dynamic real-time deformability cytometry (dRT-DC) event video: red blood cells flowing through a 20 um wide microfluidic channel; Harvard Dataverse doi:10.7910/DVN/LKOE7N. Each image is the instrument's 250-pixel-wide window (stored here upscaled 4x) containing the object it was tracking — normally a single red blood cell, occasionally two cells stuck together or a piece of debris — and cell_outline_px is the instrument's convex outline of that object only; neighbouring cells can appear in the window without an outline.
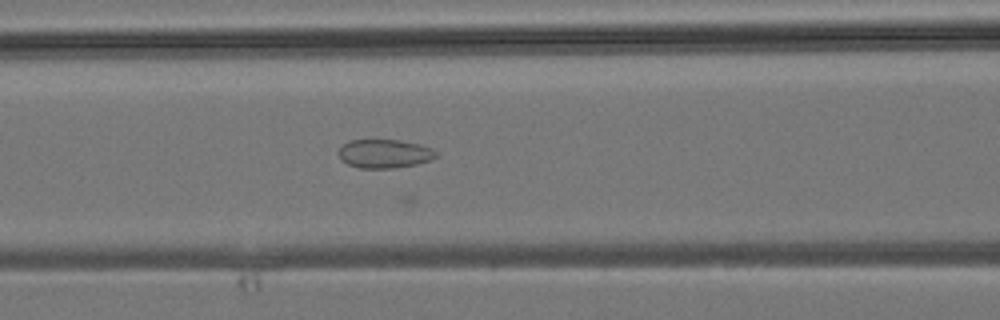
{"species": "common noctule bat (a hibernating species)", "species_latin": "Nyctalus noctula", "temperature_condition": "room temperature", "stored_images_in_passage": 12, "camera_frame_rate_fps": 3000, "um_per_image_px": 0.085, "animal": {"sex": "male", "body_mass_g": 19.2, "forearm_length_mm": 51.8}, "frame": {"image": 1, "passage_image": 6, "time_ms": 1.667, "image_size_px": [1000, 320], "cell_outline_px": [[436, 156], [428, 160], [416, 164], [396, 168], [360, 168], [348, 164], [340, 160], [336, 152], [348, 140], [400, 140], [420, 144], [432, 148], [436, 152]], "centroid_in_image_um": [32.63, 13.06], "position_along_channel_um": 134.0, "area_um2": 16.36}}
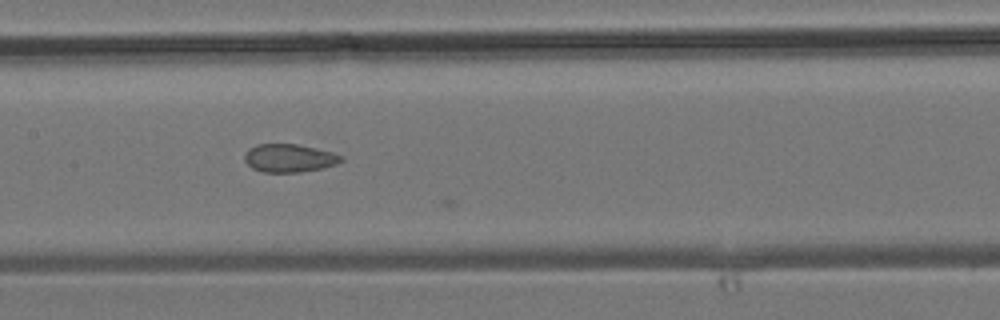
{"frame": {"image": 2, "passage_image": 9, "time_ms": 2.667, "image_size_px": [1000, 320], "cell_outline_px": [[344, 160], [336, 164], [324, 168], [300, 172], [264, 172], [252, 168], [244, 160], [244, 156], [248, 148], [256, 144], [296, 144], [332, 152], [344, 156]], "centroid_in_image_um": [24.59, 13.44], "position_along_channel_um": 182.8, "area_um2": 15.9}}
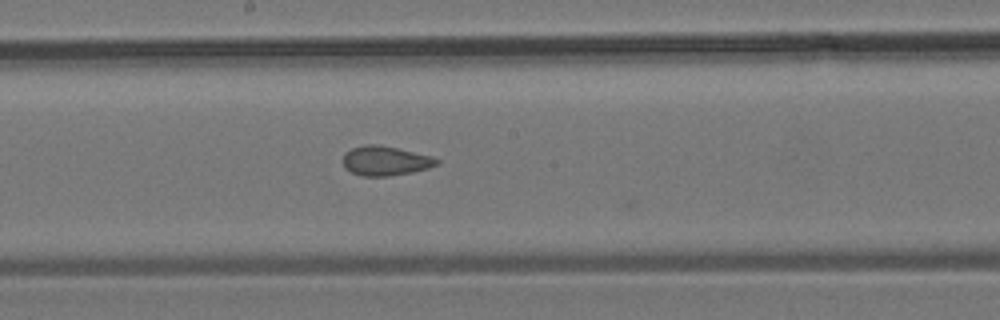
{"frame": {"image": 3, "passage_image": 11, "time_ms": 3.333, "image_size_px": [1000, 320], "cell_outline_px": [[440, 160], [436, 164], [428, 168], [412, 172], [388, 176], [360, 176], [344, 168], [344, 152], [352, 148], [368, 144], [376, 144], [396, 148], [432, 156]], "centroid_in_image_um": [32.73, 13.67], "position_along_channel_um": 215.5, "area_um2": 15.95}}